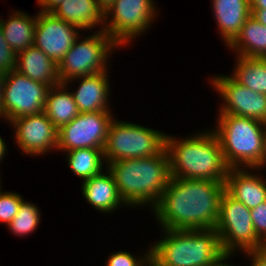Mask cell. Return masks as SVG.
Returning a JSON list of instances; mask_svg holds the SVG:
<instances>
[{
	"instance_id": "37",
	"label": "cell",
	"mask_w": 266,
	"mask_h": 266,
	"mask_svg": "<svg viewBox=\"0 0 266 266\" xmlns=\"http://www.w3.org/2000/svg\"><path fill=\"white\" fill-rule=\"evenodd\" d=\"M6 77V73L0 70V117L2 109V99H3V85Z\"/></svg>"
},
{
	"instance_id": "5",
	"label": "cell",
	"mask_w": 266,
	"mask_h": 266,
	"mask_svg": "<svg viewBox=\"0 0 266 266\" xmlns=\"http://www.w3.org/2000/svg\"><path fill=\"white\" fill-rule=\"evenodd\" d=\"M217 119L218 127L213 132L219 139L228 167L260 170L266 123L231 114H219Z\"/></svg>"
},
{
	"instance_id": "34",
	"label": "cell",
	"mask_w": 266,
	"mask_h": 266,
	"mask_svg": "<svg viewBox=\"0 0 266 266\" xmlns=\"http://www.w3.org/2000/svg\"><path fill=\"white\" fill-rule=\"evenodd\" d=\"M146 262L148 263V266H168L164 263H162L160 260H158L151 252L150 249H148Z\"/></svg>"
},
{
	"instance_id": "30",
	"label": "cell",
	"mask_w": 266,
	"mask_h": 266,
	"mask_svg": "<svg viewBox=\"0 0 266 266\" xmlns=\"http://www.w3.org/2000/svg\"><path fill=\"white\" fill-rule=\"evenodd\" d=\"M144 256L138 260L128 251H119L109 256L106 266H141L145 262L147 254Z\"/></svg>"
},
{
	"instance_id": "10",
	"label": "cell",
	"mask_w": 266,
	"mask_h": 266,
	"mask_svg": "<svg viewBox=\"0 0 266 266\" xmlns=\"http://www.w3.org/2000/svg\"><path fill=\"white\" fill-rule=\"evenodd\" d=\"M155 10L153 0H115L105 13V26L101 30L120 47L149 29L156 15ZM111 14V21L106 23Z\"/></svg>"
},
{
	"instance_id": "20",
	"label": "cell",
	"mask_w": 266,
	"mask_h": 266,
	"mask_svg": "<svg viewBox=\"0 0 266 266\" xmlns=\"http://www.w3.org/2000/svg\"><path fill=\"white\" fill-rule=\"evenodd\" d=\"M52 13L81 30L105 23V14L98 7L96 0H65Z\"/></svg>"
},
{
	"instance_id": "23",
	"label": "cell",
	"mask_w": 266,
	"mask_h": 266,
	"mask_svg": "<svg viewBox=\"0 0 266 266\" xmlns=\"http://www.w3.org/2000/svg\"><path fill=\"white\" fill-rule=\"evenodd\" d=\"M66 88L64 83L52 86L44 108L45 114L58 129L70 123L80 113L71 92H67Z\"/></svg>"
},
{
	"instance_id": "2",
	"label": "cell",
	"mask_w": 266,
	"mask_h": 266,
	"mask_svg": "<svg viewBox=\"0 0 266 266\" xmlns=\"http://www.w3.org/2000/svg\"><path fill=\"white\" fill-rule=\"evenodd\" d=\"M125 206L153 205L154 208L171 178L166 148L158 155L129 158L107 164Z\"/></svg>"
},
{
	"instance_id": "11",
	"label": "cell",
	"mask_w": 266,
	"mask_h": 266,
	"mask_svg": "<svg viewBox=\"0 0 266 266\" xmlns=\"http://www.w3.org/2000/svg\"><path fill=\"white\" fill-rule=\"evenodd\" d=\"M110 111L79 113L58 131V147L63 152L80 148L103 149L113 120Z\"/></svg>"
},
{
	"instance_id": "41",
	"label": "cell",
	"mask_w": 266,
	"mask_h": 266,
	"mask_svg": "<svg viewBox=\"0 0 266 266\" xmlns=\"http://www.w3.org/2000/svg\"><path fill=\"white\" fill-rule=\"evenodd\" d=\"M141 266H148V263L145 261Z\"/></svg>"
},
{
	"instance_id": "19",
	"label": "cell",
	"mask_w": 266,
	"mask_h": 266,
	"mask_svg": "<svg viewBox=\"0 0 266 266\" xmlns=\"http://www.w3.org/2000/svg\"><path fill=\"white\" fill-rule=\"evenodd\" d=\"M82 193L94 208L103 213H110L118 209L119 205H125L110 171L106 172V174L101 172L83 181Z\"/></svg>"
},
{
	"instance_id": "22",
	"label": "cell",
	"mask_w": 266,
	"mask_h": 266,
	"mask_svg": "<svg viewBox=\"0 0 266 266\" xmlns=\"http://www.w3.org/2000/svg\"><path fill=\"white\" fill-rule=\"evenodd\" d=\"M11 15L6 21L0 19V27L10 48L17 54L33 45L37 16L32 18L22 11Z\"/></svg>"
},
{
	"instance_id": "9",
	"label": "cell",
	"mask_w": 266,
	"mask_h": 266,
	"mask_svg": "<svg viewBox=\"0 0 266 266\" xmlns=\"http://www.w3.org/2000/svg\"><path fill=\"white\" fill-rule=\"evenodd\" d=\"M50 88L15 69L7 72L3 85L1 117L11 122L18 117L43 112Z\"/></svg>"
},
{
	"instance_id": "4",
	"label": "cell",
	"mask_w": 266,
	"mask_h": 266,
	"mask_svg": "<svg viewBox=\"0 0 266 266\" xmlns=\"http://www.w3.org/2000/svg\"><path fill=\"white\" fill-rule=\"evenodd\" d=\"M162 230L150 252L168 266H212L225 255L215 229Z\"/></svg>"
},
{
	"instance_id": "16",
	"label": "cell",
	"mask_w": 266,
	"mask_h": 266,
	"mask_svg": "<svg viewBox=\"0 0 266 266\" xmlns=\"http://www.w3.org/2000/svg\"><path fill=\"white\" fill-rule=\"evenodd\" d=\"M15 70L50 87L61 83L58 64L34 45L16 54Z\"/></svg>"
},
{
	"instance_id": "1",
	"label": "cell",
	"mask_w": 266,
	"mask_h": 266,
	"mask_svg": "<svg viewBox=\"0 0 266 266\" xmlns=\"http://www.w3.org/2000/svg\"><path fill=\"white\" fill-rule=\"evenodd\" d=\"M224 192L222 181L170 178L152 210L163 229H214Z\"/></svg>"
},
{
	"instance_id": "26",
	"label": "cell",
	"mask_w": 266,
	"mask_h": 266,
	"mask_svg": "<svg viewBox=\"0 0 266 266\" xmlns=\"http://www.w3.org/2000/svg\"><path fill=\"white\" fill-rule=\"evenodd\" d=\"M39 221L40 212L38 207L23 200L18 213L7 226L15 235L23 236L32 233L38 227Z\"/></svg>"
},
{
	"instance_id": "32",
	"label": "cell",
	"mask_w": 266,
	"mask_h": 266,
	"mask_svg": "<svg viewBox=\"0 0 266 266\" xmlns=\"http://www.w3.org/2000/svg\"><path fill=\"white\" fill-rule=\"evenodd\" d=\"M65 0H38L39 6H42L44 12H52L57 6H59Z\"/></svg>"
},
{
	"instance_id": "38",
	"label": "cell",
	"mask_w": 266,
	"mask_h": 266,
	"mask_svg": "<svg viewBox=\"0 0 266 266\" xmlns=\"http://www.w3.org/2000/svg\"><path fill=\"white\" fill-rule=\"evenodd\" d=\"M266 127V125H265ZM266 165V128L264 130V145H263V155L260 162V167L263 168V166Z\"/></svg>"
},
{
	"instance_id": "36",
	"label": "cell",
	"mask_w": 266,
	"mask_h": 266,
	"mask_svg": "<svg viewBox=\"0 0 266 266\" xmlns=\"http://www.w3.org/2000/svg\"><path fill=\"white\" fill-rule=\"evenodd\" d=\"M98 7L103 11L105 14L108 9L112 6L115 0H96Z\"/></svg>"
},
{
	"instance_id": "12",
	"label": "cell",
	"mask_w": 266,
	"mask_h": 266,
	"mask_svg": "<svg viewBox=\"0 0 266 266\" xmlns=\"http://www.w3.org/2000/svg\"><path fill=\"white\" fill-rule=\"evenodd\" d=\"M214 89L225 101L219 114L252 118L266 123V94L240 85L231 76L212 77Z\"/></svg>"
},
{
	"instance_id": "39",
	"label": "cell",
	"mask_w": 266,
	"mask_h": 266,
	"mask_svg": "<svg viewBox=\"0 0 266 266\" xmlns=\"http://www.w3.org/2000/svg\"><path fill=\"white\" fill-rule=\"evenodd\" d=\"M231 256V254H225L223 257H221L216 263H214L212 266H231L230 264L228 265V263H222L224 261H226L225 259H228Z\"/></svg>"
},
{
	"instance_id": "40",
	"label": "cell",
	"mask_w": 266,
	"mask_h": 266,
	"mask_svg": "<svg viewBox=\"0 0 266 266\" xmlns=\"http://www.w3.org/2000/svg\"><path fill=\"white\" fill-rule=\"evenodd\" d=\"M5 153H6V144L2 139V137H0V161H2L1 159L4 158Z\"/></svg>"
},
{
	"instance_id": "6",
	"label": "cell",
	"mask_w": 266,
	"mask_h": 266,
	"mask_svg": "<svg viewBox=\"0 0 266 266\" xmlns=\"http://www.w3.org/2000/svg\"><path fill=\"white\" fill-rule=\"evenodd\" d=\"M166 136L161 131L113 119L103 148L105 165L129 158L158 155L166 148Z\"/></svg>"
},
{
	"instance_id": "8",
	"label": "cell",
	"mask_w": 266,
	"mask_h": 266,
	"mask_svg": "<svg viewBox=\"0 0 266 266\" xmlns=\"http://www.w3.org/2000/svg\"><path fill=\"white\" fill-rule=\"evenodd\" d=\"M78 39L58 64L60 82L65 85L75 78L107 71L105 64L108 55L112 48L119 46L104 30H99L80 42Z\"/></svg>"
},
{
	"instance_id": "18",
	"label": "cell",
	"mask_w": 266,
	"mask_h": 266,
	"mask_svg": "<svg viewBox=\"0 0 266 266\" xmlns=\"http://www.w3.org/2000/svg\"><path fill=\"white\" fill-rule=\"evenodd\" d=\"M212 7L221 37L228 45L251 16L250 0H212Z\"/></svg>"
},
{
	"instance_id": "28",
	"label": "cell",
	"mask_w": 266,
	"mask_h": 266,
	"mask_svg": "<svg viewBox=\"0 0 266 266\" xmlns=\"http://www.w3.org/2000/svg\"><path fill=\"white\" fill-rule=\"evenodd\" d=\"M16 68V53L5 40L0 27V70L7 73Z\"/></svg>"
},
{
	"instance_id": "24",
	"label": "cell",
	"mask_w": 266,
	"mask_h": 266,
	"mask_svg": "<svg viewBox=\"0 0 266 266\" xmlns=\"http://www.w3.org/2000/svg\"><path fill=\"white\" fill-rule=\"evenodd\" d=\"M237 57L238 61L231 77L254 92L266 94V58Z\"/></svg>"
},
{
	"instance_id": "7",
	"label": "cell",
	"mask_w": 266,
	"mask_h": 266,
	"mask_svg": "<svg viewBox=\"0 0 266 266\" xmlns=\"http://www.w3.org/2000/svg\"><path fill=\"white\" fill-rule=\"evenodd\" d=\"M214 229L225 254L232 255L238 248L244 253L266 248L254 231L250 209L226 191L220 201L219 217Z\"/></svg>"
},
{
	"instance_id": "14",
	"label": "cell",
	"mask_w": 266,
	"mask_h": 266,
	"mask_svg": "<svg viewBox=\"0 0 266 266\" xmlns=\"http://www.w3.org/2000/svg\"><path fill=\"white\" fill-rule=\"evenodd\" d=\"M16 140L25 154L42 155L58 147L59 129L45 112L18 117L11 121ZM49 149V150H48Z\"/></svg>"
},
{
	"instance_id": "27",
	"label": "cell",
	"mask_w": 266,
	"mask_h": 266,
	"mask_svg": "<svg viewBox=\"0 0 266 266\" xmlns=\"http://www.w3.org/2000/svg\"><path fill=\"white\" fill-rule=\"evenodd\" d=\"M24 199L16 192H3L0 190V222L8 225L18 213Z\"/></svg>"
},
{
	"instance_id": "3",
	"label": "cell",
	"mask_w": 266,
	"mask_h": 266,
	"mask_svg": "<svg viewBox=\"0 0 266 266\" xmlns=\"http://www.w3.org/2000/svg\"><path fill=\"white\" fill-rule=\"evenodd\" d=\"M171 178L213 180L225 183L229 167L213 131L180 141L166 136Z\"/></svg>"
},
{
	"instance_id": "33",
	"label": "cell",
	"mask_w": 266,
	"mask_h": 266,
	"mask_svg": "<svg viewBox=\"0 0 266 266\" xmlns=\"http://www.w3.org/2000/svg\"><path fill=\"white\" fill-rule=\"evenodd\" d=\"M251 15L254 16L262 25L266 26V9L251 10Z\"/></svg>"
},
{
	"instance_id": "31",
	"label": "cell",
	"mask_w": 266,
	"mask_h": 266,
	"mask_svg": "<svg viewBox=\"0 0 266 266\" xmlns=\"http://www.w3.org/2000/svg\"><path fill=\"white\" fill-rule=\"evenodd\" d=\"M246 254L253 259L251 266H266V248L256 251H248Z\"/></svg>"
},
{
	"instance_id": "21",
	"label": "cell",
	"mask_w": 266,
	"mask_h": 266,
	"mask_svg": "<svg viewBox=\"0 0 266 266\" xmlns=\"http://www.w3.org/2000/svg\"><path fill=\"white\" fill-rule=\"evenodd\" d=\"M227 46L238 56L266 58V26L251 15Z\"/></svg>"
},
{
	"instance_id": "25",
	"label": "cell",
	"mask_w": 266,
	"mask_h": 266,
	"mask_svg": "<svg viewBox=\"0 0 266 266\" xmlns=\"http://www.w3.org/2000/svg\"><path fill=\"white\" fill-rule=\"evenodd\" d=\"M66 152L69 168L84 181L102 172L103 149L80 148Z\"/></svg>"
},
{
	"instance_id": "13",
	"label": "cell",
	"mask_w": 266,
	"mask_h": 266,
	"mask_svg": "<svg viewBox=\"0 0 266 266\" xmlns=\"http://www.w3.org/2000/svg\"><path fill=\"white\" fill-rule=\"evenodd\" d=\"M79 27L56 17L52 12L37 14L33 45L57 64L80 36Z\"/></svg>"
},
{
	"instance_id": "15",
	"label": "cell",
	"mask_w": 266,
	"mask_h": 266,
	"mask_svg": "<svg viewBox=\"0 0 266 266\" xmlns=\"http://www.w3.org/2000/svg\"><path fill=\"white\" fill-rule=\"evenodd\" d=\"M246 168H230L225 191L234 199L253 209L266 201V182L257 174L248 173Z\"/></svg>"
},
{
	"instance_id": "29",
	"label": "cell",
	"mask_w": 266,
	"mask_h": 266,
	"mask_svg": "<svg viewBox=\"0 0 266 266\" xmlns=\"http://www.w3.org/2000/svg\"><path fill=\"white\" fill-rule=\"evenodd\" d=\"M254 231L257 237L266 245V201L250 209Z\"/></svg>"
},
{
	"instance_id": "35",
	"label": "cell",
	"mask_w": 266,
	"mask_h": 266,
	"mask_svg": "<svg viewBox=\"0 0 266 266\" xmlns=\"http://www.w3.org/2000/svg\"><path fill=\"white\" fill-rule=\"evenodd\" d=\"M266 9V0H250V10Z\"/></svg>"
},
{
	"instance_id": "17",
	"label": "cell",
	"mask_w": 266,
	"mask_h": 266,
	"mask_svg": "<svg viewBox=\"0 0 266 266\" xmlns=\"http://www.w3.org/2000/svg\"><path fill=\"white\" fill-rule=\"evenodd\" d=\"M106 73L108 72L103 71L94 75L79 77V80H82L80 86L71 94L80 113L111 111L107 107L110 83Z\"/></svg>"
}]
</instances>
